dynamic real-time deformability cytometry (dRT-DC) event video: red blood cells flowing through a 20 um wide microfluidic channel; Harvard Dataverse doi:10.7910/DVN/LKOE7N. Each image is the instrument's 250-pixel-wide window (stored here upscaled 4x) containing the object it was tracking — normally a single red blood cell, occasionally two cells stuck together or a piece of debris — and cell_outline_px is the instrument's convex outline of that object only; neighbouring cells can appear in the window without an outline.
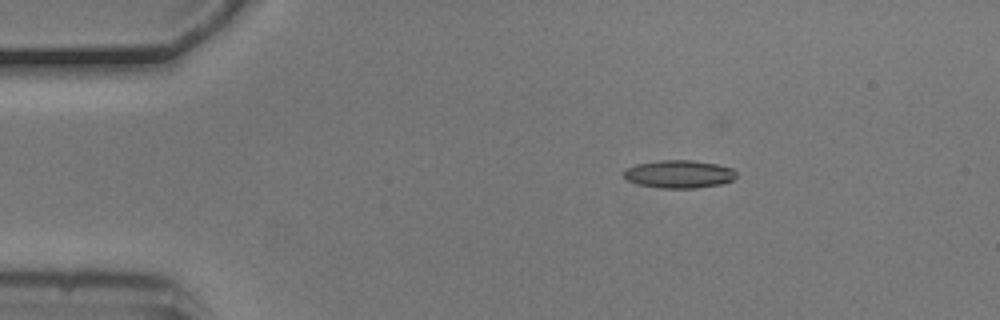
{"species": "common noctule bat (a hibernating species)", "species_latin": "Nyctalus noctula", "temperature_condition": "cold", "stored_images_in_passage": 4, "camera_frame_rate_fps": 3000, "um_per_image_px": 0.085, "animal": {"sex": "male", "body_mass_g": 20.5, "forearm_length_mm": 52.5}, "frame": {"image": 1, "passage_image": 4, "time_ms": 1.0, "image_size_px": [1000, 320], "cell_outline_px": [[736, 176], [732, 180], [720, 184], [696, 188], [660, 188], [636, 184], [628, 180], [624, 176], [624, 168], [636, 164], [660, 160], [692, 160], [716, 164], [732, 168], [736, 172]], "centroid_in_image_um": [57.69, 14.8], "position_along_channel_um": 27.3, "area_um2": 18.32}}